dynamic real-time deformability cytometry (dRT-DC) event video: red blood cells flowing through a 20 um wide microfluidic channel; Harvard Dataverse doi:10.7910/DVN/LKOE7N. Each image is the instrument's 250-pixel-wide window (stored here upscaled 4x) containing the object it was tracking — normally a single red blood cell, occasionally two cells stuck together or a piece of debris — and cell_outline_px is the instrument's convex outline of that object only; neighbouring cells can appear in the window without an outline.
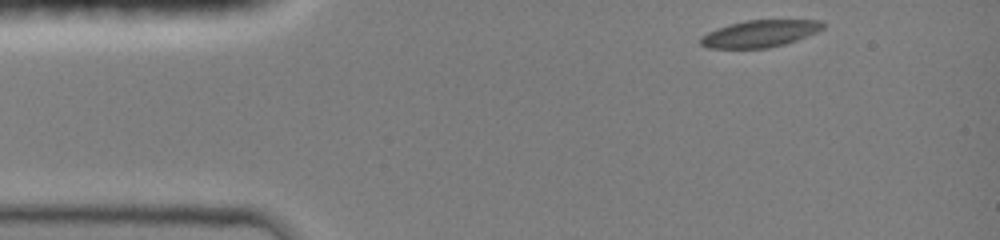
{"species": "common noctule bat (a hibernating species)", "species_latin": "Nyctalus noctula", "temperature_condition": "room temperature", "stored_images_in_passage": 32, "camera_frame_rate_fps": 3000, "um_per_image_px": 0.085, "animal": {"sex": "female", "body_mass_g": 19.0, "forearm_length_mm": 51.5}, "frame": {"image": 1, "passage_image": 1, "time_ms": 0.0, "image_size_px": [1000, 240], "cell_outline_px": [[824, 28], [816, 32], [796, 40], [784, 44], [768, 48], [708, 48], [700, 44], [700, 36], [716, 28], [728, 24], [744, 20], [820, 20], [824, 24]], "centroid_in_image_um": [64.55, 2.85], "position_along_channel_um": 20.5, "area_um2": 19.25}}
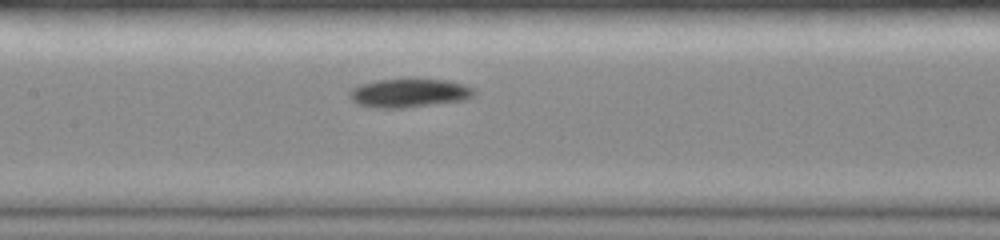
{"frame": {"image": 2, "passage_image": 18, "time_ms": 5.333, "image_size_px": [1000, 240], "cell_outline_px": [[476, 92], [468, 100], [400, 108], [376, 108], [360, 104], [352, 100], [348, 92], [356, 84], [376, 80], [448, 80], [468, 84]], "centroid_in_image_um": [34.79, 7.91], "position_along_channel_um": 172.6, "area_um2": 20.81}}
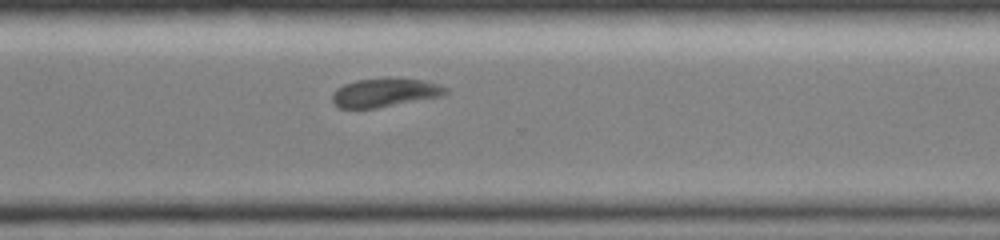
{"frame": {"image": 3, "passage_image": 32, "time_ms": 9.333, "image_size_px": [1000, 240], "cell_outline_px": [[448, 92], [440, 96], [376, 108], [340, 108], [332, 100], [332, 92], [336, 88], [344, 84], [356, 80], [388, 76], [400, 76], [424, 80], [440, 84], [448, 88]], "centroid_in_image_um": [32.73, 7.82], "position_along_channel_um": 337.9, "area_um2": 19.42}}